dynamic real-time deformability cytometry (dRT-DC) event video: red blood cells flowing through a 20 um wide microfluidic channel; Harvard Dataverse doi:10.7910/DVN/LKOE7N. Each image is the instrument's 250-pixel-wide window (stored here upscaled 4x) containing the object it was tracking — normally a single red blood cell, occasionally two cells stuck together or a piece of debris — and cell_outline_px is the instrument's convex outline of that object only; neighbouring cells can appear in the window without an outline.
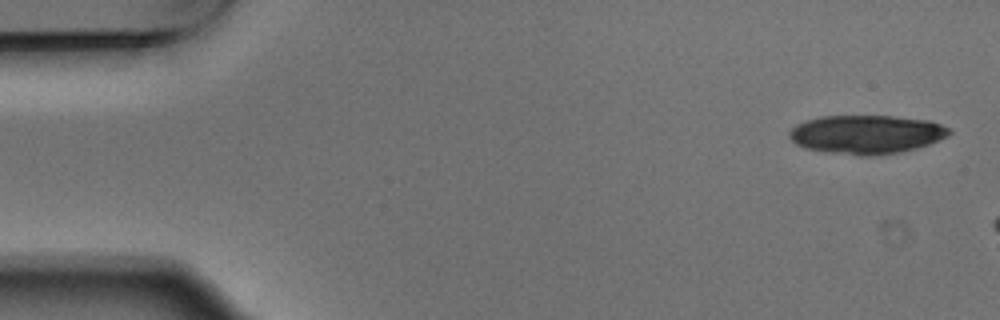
{"species": "Egyptian fruit bat (a non-hibernating species)", "species_latin": "Rousettus aegyptiacus", "temperature_condition": "warm", "stored_images_in_passage": 3, "camera_frame_rate_fps": 3000, "um_per_image_px": 0.085, "animal": {"sex": "male"}, "frame": {"image": 1, "passage_image": 1, "time_ms": 0.0, "image_size_px": [1000, 320], "cell_outline_px": [[952, 132], [948, 136], [928, 144], [916, 148], [900, 152], [868, 156], [860, 156], [832, 152], [808, 148], [796, 144], [788, 136], [788, 132], [796, 124], [804, 120], [820, 116], [892, 116], [928, 120], [940, 124], [948, 128]], "centroid_in_image_um": [73.63, 11.41], "position_along_channel_um": 11.4, "area_um2": 35.89}}